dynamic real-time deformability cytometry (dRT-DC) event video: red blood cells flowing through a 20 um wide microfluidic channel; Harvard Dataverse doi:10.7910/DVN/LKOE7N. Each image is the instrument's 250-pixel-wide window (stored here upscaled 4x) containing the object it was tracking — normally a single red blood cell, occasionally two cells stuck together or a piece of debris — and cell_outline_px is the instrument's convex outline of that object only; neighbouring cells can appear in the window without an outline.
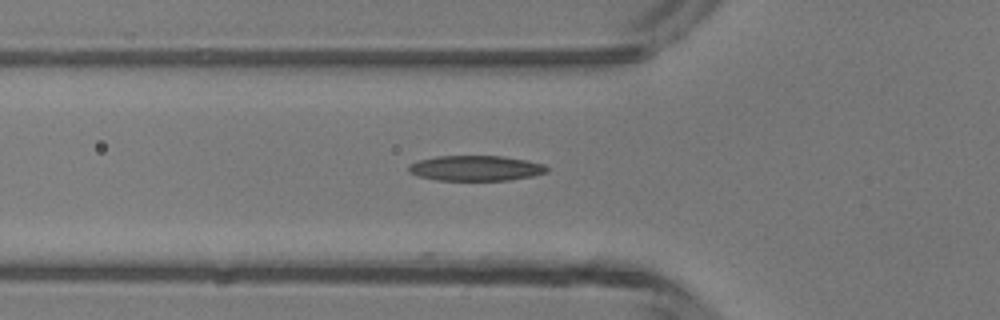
{"species": "common noctule bat (a hibernating species)", "species_latin": "Nyctalus noctula", "temperature_condition": "room temperature", "stored_images_in_passage": 5, "camera_frame_rate_fps": 3000, "um_per_image_px": 0.085, "animal": {"sex": "male", "body_mass_g": 13.3}, "frame": {"image": 1, "passage_image": 5, "time_ms": 4.667, "image_size_px": [1000, 320], "cell_outline_px": [[548, 172], [532, 176], [508, 180], [436, 180], [416, 176], [408, 172], [408, 164], [420, 160], [436, 156], [500, 156], [524, 160], [544, 164], [548, 168]], "centroid_in_image_um": [40.39, 14.3], "position_along_channel_um": 85.4, "area_um2": 20.35}}